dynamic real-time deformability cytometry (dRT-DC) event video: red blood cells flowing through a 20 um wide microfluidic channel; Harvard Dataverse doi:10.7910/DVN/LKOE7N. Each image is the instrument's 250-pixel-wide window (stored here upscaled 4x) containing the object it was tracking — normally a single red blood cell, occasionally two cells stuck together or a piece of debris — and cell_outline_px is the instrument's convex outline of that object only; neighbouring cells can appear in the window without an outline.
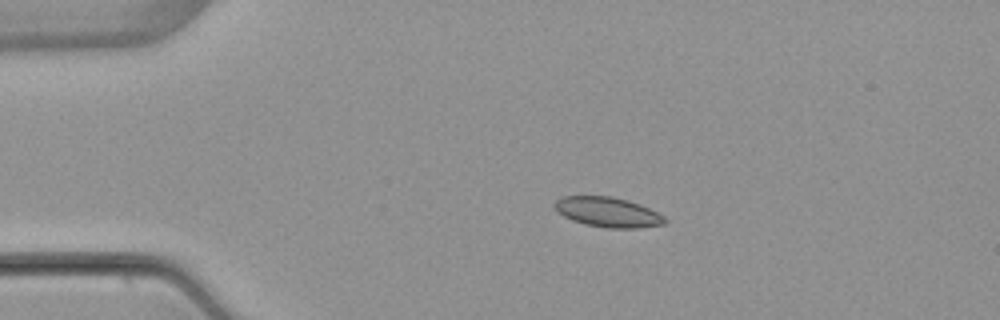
{"species": "common noctule bat (a hibernating species)", "species_latin": "Nyctalus noctula", "temperature_condition": "warm", "stored_images_in_passage": 5, "camera_frame_rate_fps": 3000, "um_per_image_px": 0.085, "animal": {"sex": "female", "body_mass_g": 22.7, "forearm_length_mm": 54.2}, "frame": {"image": 1, "passage_image": 3, "time_ms": 2.333, "image_size_px": [1000, 320], "cell_outline_px": [[668, 220], [664, 224], [640, 228], [608, 228], [584, 224], [572, 220], [556, 212], [552, 204], [556, 200], [564, 196], [612, 196], [628, 200], [640, 204], [664, 216]], "centroid_in_image_um": [51.64, 18.03], "position_along_channel_um": 33.4, "area_um2": 19.36}}
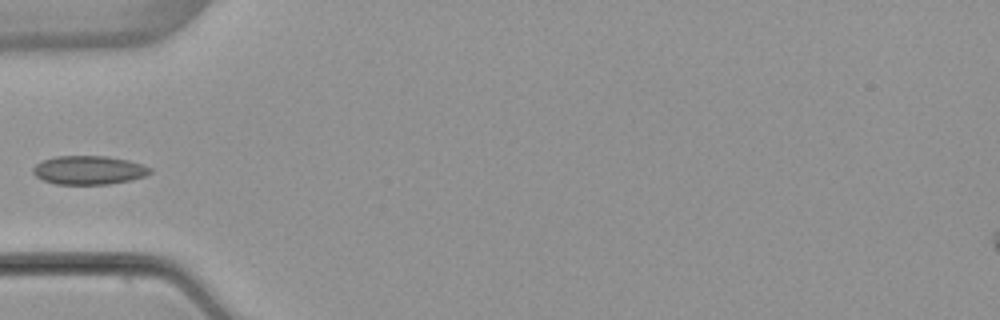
{"frame": {"image": 2, "passage_image": 4, "time_ms": 4.667, "image_size_px": [1000, 320], "cell_outline_px": [[152, 172], [144, 176], [132, 180], [108, 184], [56, 184], [44, 180], [36, 176], [32, 172], [32, 168], [36, 164], [44, 160], [56, 156], [108, 156], [128, 160], [152, 168]], "centroid_in_image_um": [7.56, 14.46], "position_along_channel_um": 77.4, "area_um2": 19.54}}
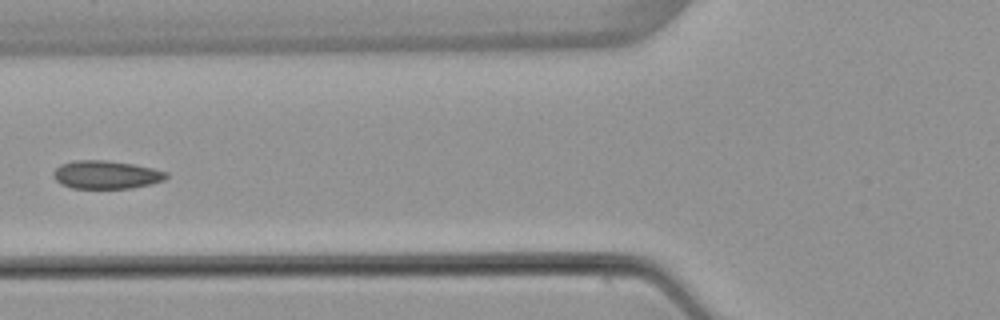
{"frame": {"image": 3, "passage_image": 5, "time_ms": 5.667, "image_size_px": [1000, 320], "cell_outline_px": [[168, 176], [164, 180], [152, 184], [132, 188], [72, 188], [60, 184], [52, 176], [52, 172], [60, 164], [76, 160], [108, 160], [132, 164], [152, 168], [168, 172]], "centroid_in_image_um": [9.01, 14.85], "position_along_channel_um": 116.8, "area_um2": 18.67}}